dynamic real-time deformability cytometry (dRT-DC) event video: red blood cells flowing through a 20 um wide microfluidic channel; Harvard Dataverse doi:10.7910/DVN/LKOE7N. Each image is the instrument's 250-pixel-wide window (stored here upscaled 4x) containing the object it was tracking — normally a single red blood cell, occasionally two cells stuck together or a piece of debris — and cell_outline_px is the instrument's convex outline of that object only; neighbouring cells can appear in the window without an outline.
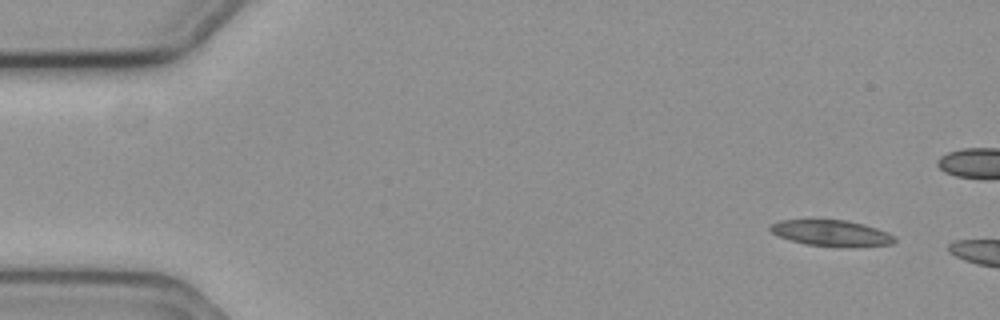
{"species": "common noctule bat (a hibernating species)", "species_latin": "Nyctalus noctula", "temperature_condition": "cold", "stored_images_in_passage": 3, "camera_frame_rate_fps": 3000, "um_per_image_px": 0.085, "animal": {"sex": "female", "body_mass_g": 19.3, "forearm_length_mm": 54.1}, "frame": {"image": 1, "passage_image": 1, "time_ms": 0.0, "image_size_px": [1000, 320], "cell_outline_px": [[896, 240], [892, 244], [848, 248], [804, 244], [776, 236], [768, 228], [768, 224], [780, 220], [844, 220], [864, 224], [888, 232], [896, 236]], "centroid_in_image_um": [70.66, 19.83], "position_along_channel_um": 14.3, "area_um2": 19.25}}